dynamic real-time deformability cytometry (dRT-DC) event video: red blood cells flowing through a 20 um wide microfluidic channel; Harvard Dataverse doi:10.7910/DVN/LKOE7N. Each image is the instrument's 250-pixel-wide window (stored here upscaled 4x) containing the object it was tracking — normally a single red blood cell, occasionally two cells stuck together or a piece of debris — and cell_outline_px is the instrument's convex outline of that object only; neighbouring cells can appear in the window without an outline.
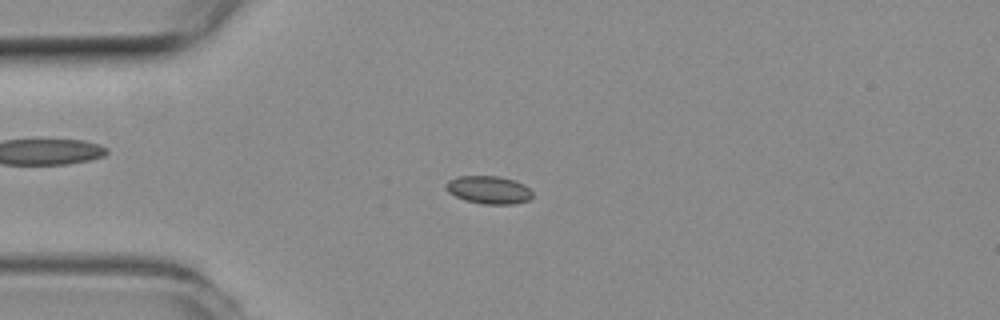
{"species": "common noctule bat (a hibernating species)", "species_latin": "Nyctalus noctula", "temperature_condition": "room temperature", "stored_images_in_passage": 42, "camera_frame_rate_fps": 3000, "um_per_image_px": 0.085, "animal": {"sex": "female", "body_mass_g": 19.3, "forearm_length_mm": 54.1}, "frame": {"image": 1, "passage_image": 1, "time_ms": 0.0, "image_size_px": [1000, 320], "cell_outline_px": [[532, 196], [528, 200], [516, 204], [484, 204], [464, 200], [448, 192], [444, 188], [444, 184], [448, 180], [460, 176], [500, 176], [516, 180], [524, 184], [532, 192]], "centroid_in_image_um": [41.53, 16.13], "position_along_channel_um": 43.5, "area_um2": 14.22}}
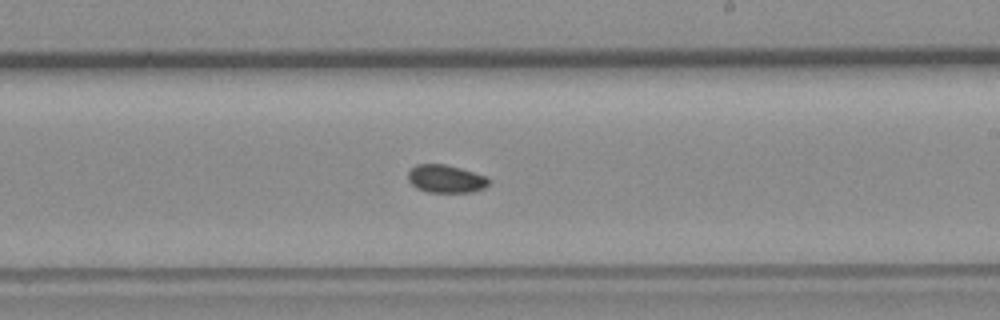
{"frame": {"image": 2, "passage_image": 19, "time_ms": 6.0, "image_size_px": [1000, 320], "cell_outline_px": [[492, 184], [484, 188], [472, 192], [428, 192], [416, 188], [408, 180], [408, 172], [416, 164], [444, 164], [460, 168], [488, 176], [492, 180]], "centroid_in_image_um": [37.96, 15.2], "position_along_channel_um": 251.0, "area_um2": 13.35}}
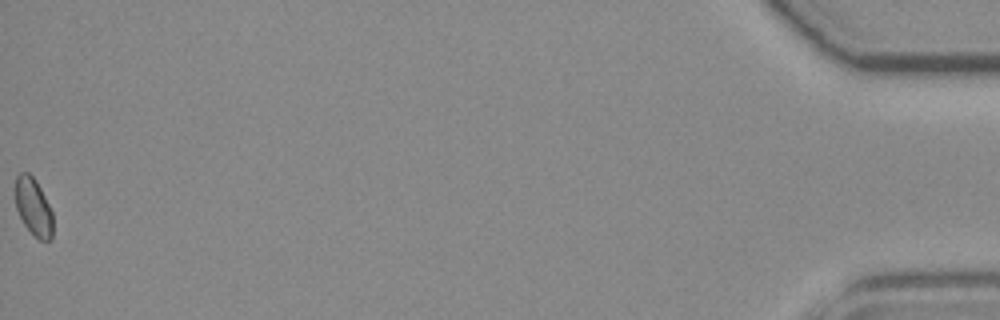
{"frame": {"image": 3, "passage_image": 42, "time_ms": 13.667, "image_size_px": [1000, 320], "cell_outline_px": [[52, 240], [40, 240], [24, 224], [16, 208], [16, 176], [20, 172], [28, 172], [36, 180], [52, 212]], "centroid_in_image_um": [2.84, 17.57], "position_along_channel_um": 432.4, "area_um2": 12.31}, "authors_computed_cell_mechanics": {"area_um2": 13.2362, "velocity_mm_per_s": 3.7796, "shape_relaxation_time_tau1_ms": null, "shape_relaxation_time_tau2_ms": 2.8039, "deformation_change_tau1": null, "deformation_change_tau2": 0.0499}}